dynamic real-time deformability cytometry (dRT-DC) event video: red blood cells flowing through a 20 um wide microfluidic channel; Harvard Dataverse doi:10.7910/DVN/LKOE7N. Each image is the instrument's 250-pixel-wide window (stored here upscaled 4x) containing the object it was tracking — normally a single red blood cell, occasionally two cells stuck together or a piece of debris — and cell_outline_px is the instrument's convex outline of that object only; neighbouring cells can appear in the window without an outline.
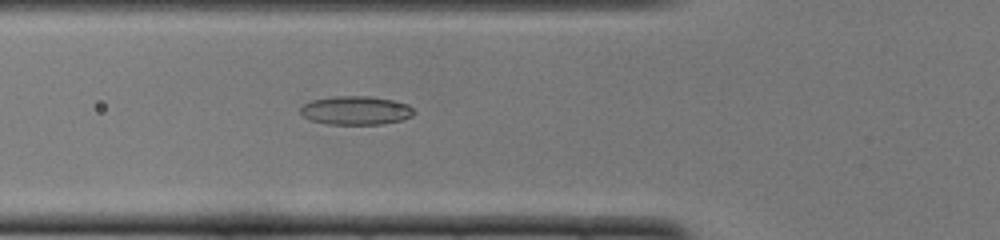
{"species": "common noctule bat (a hibernating species)", "species_latin": "Nyctalus noctula", "temperature_condition": "cold", "stored_images_in_passage": 50, "camera_frame_rate_fps": 3000, "um_per_image_px": 0.085, "animal": {"sex": "female", "body_mass_g": 22.0, "forearm_length_mm": 56.7}, "frame": {"image": 1, "passage_image": 18, "time_ms": 5.667, "image_size_px": [1000, 240], "cell_outline_px": [[416, 112], [412, 116], [400, 120], [384, 124], [328, 124], [308, 120], [300, 112], [300, 108], [304, 104], [312, 100], [336, 96], [368, 96], [392, 100], [408, 104]], "centroid_in_image_um": [30.24, 9.39], "position_along_channel_um": 95.6, "area_um2": 18.96}}
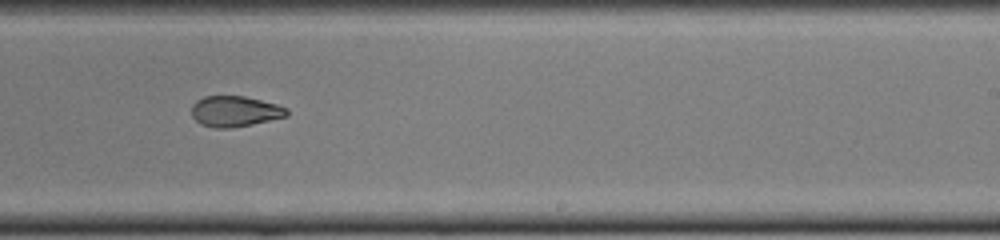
{"frame": {"image": 2, "passage_image": 31, "time_ms": 10.0, "image_size_px": [1000, 240], "cell_outline_px": [[288, 116], [252, 124], [228, 128], [216, 128], [200, 124], [192, 116], [192, 104], [196, 100], [204, 96], [244, 96], [276, 104], [288, 108]], "centroid_in_image_um": [19.96, 9.46], "position_along_channel_um": 269.0, "area_um2": 16.99}}
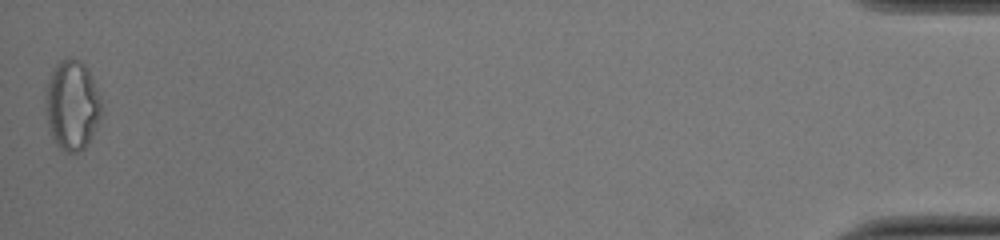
{"frame": {"image": 3, "passage_image": 50, "time_ms": 16.333, "image_size_px": [1000, 240], "cell_outline_px": [[100, 116], [92, 136], [88, 144], [80, 152], [68, 152], [60, 148], [56, 144], [52, 136], [48, 124], [44, 100], [48, 80], [56, 64], [60, 60], [68, 56], [72, 56], [80, 60], [88, 68], [92, 76], [100, 96]], "centroid_in_image_um": [6.12, 8.9], "position_along_channel_um": 429.1, "area_um2": 29.36}, "authors_computed_cell_mechanics": {"area_um2": 18.4671, "velocity_mm_per_s": 4.0059, "shape_relaxation_time_tau1_ms": null, "shape_relaxation_time_tau2_ms": 2.744, "deformation_change_tau1": null, "deformation_change_tau2": 0.0936}}